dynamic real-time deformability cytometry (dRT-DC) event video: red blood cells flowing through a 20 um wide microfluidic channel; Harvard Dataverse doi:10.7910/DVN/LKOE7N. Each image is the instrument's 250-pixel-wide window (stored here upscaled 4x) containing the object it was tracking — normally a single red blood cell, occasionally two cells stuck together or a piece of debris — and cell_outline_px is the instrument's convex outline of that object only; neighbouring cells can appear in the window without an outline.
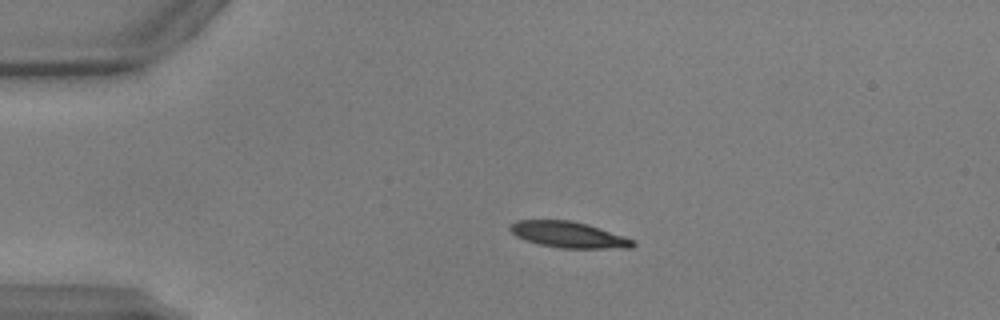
{"species": "common noctule bat (a hibernating species)", "species_latin": "Nyctalus noctula", "temperature_condition": "warm", "stored_images_in_passage": 41, "camera_frame_rate_fps": 3000, "um_per_image_px": 0.085, "animal": {"sex": "male", "body_mass_g": 17.9, "forearm_length_mm": 54.2}, "frame": {"image": 1, "passage_image": 1, "time_ms": 0.0, "image_size_px": [1000, 320], "cell_outline_px": [[636, 244], [632, 248], [560, 248], [540, 244], [524, 240], [516, 236], [508, 228], [516, 220], [568, 220], [588, 224], [636, 240]], "centroid_in_image_um": [48.35, 19.95], "position_along_channel_um": 36.6, "area_um2": 18.67}}
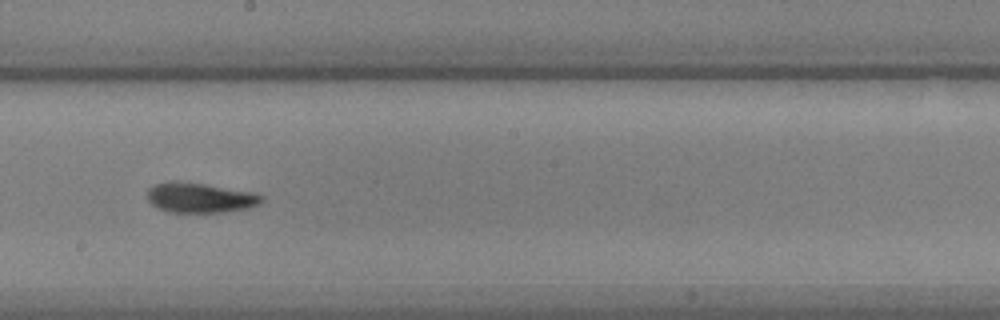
{"frame": {"image": 2, "passage_image": 19, "time_ms": 6.0, "image_size_px": [1000, 320], "cell_outline_px": [[264, 200], [260, 204], [248, 208], [224, 212], [168, 212], [156, 208], [148, 200], [148, 188], [152, 184], [172, 180], [176, 180], [204, 184], [256, 192], [264, 196]], "centroid_in_image_um": [17.0, 16.79], "position_along_channel_um": 231.2, "area_um2": 20.35}}
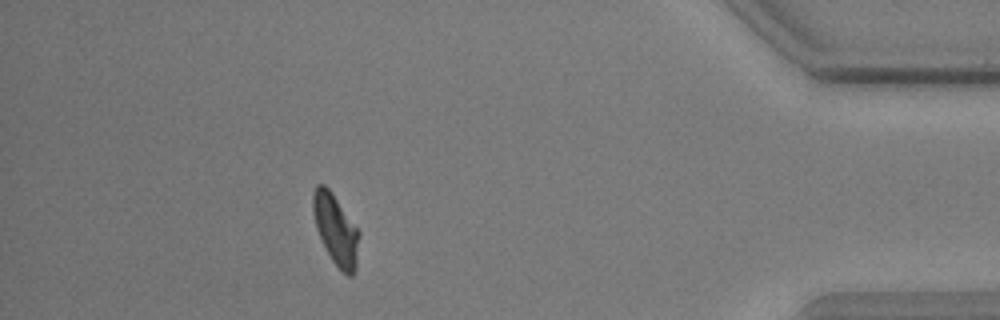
{"frame": {"image": 3, "passage_image": 36, "time_ms": 11.667, "image_size_px": [1000, 320], "cell_outline_px": [[360, 232], [356, 268], [352, 276], [348, 276], [332, 260], [316, 228], [312, 212], [312, 192], [316, 184], [324, 184], [332, 192]], "centroid_in_image_um": [28.53, 19.47], "position_along_channel_um": 406.7, "area_um2": 18.79}, "authors_computed_cell_mechanics": {"area_um2": 19.074, "velocity_mm_per_s": 3.9033, "shape_relaxation_time_tau1_ms": 5.667, "shape_relaxation_time_tau2_ms": 2.9925, "deformation_change_tau1": 0.192, "deformation_change_tau2": 0.0967}}